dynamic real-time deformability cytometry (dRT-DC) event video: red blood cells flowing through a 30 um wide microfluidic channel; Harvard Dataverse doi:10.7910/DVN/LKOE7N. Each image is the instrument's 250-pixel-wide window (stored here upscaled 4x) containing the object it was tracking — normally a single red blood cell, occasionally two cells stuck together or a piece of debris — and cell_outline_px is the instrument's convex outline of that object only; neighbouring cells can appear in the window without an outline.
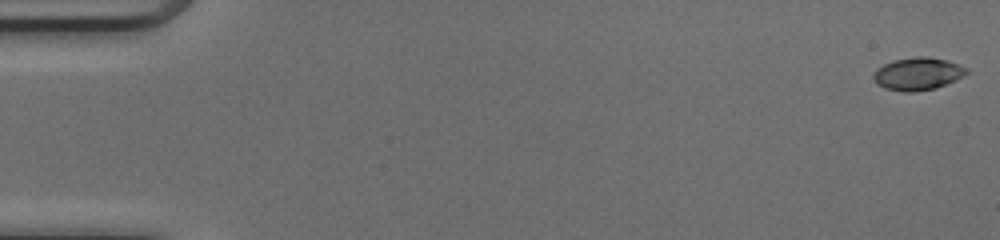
{"species": "common noctule bat (a hibernating species)", "species_latin": "Nyctalus noctula", "temperature_condition": "cold", "stored_images_in_passage": 41, "camera_frame_rate_fps": 3000, "um_per_image_px": 0.085, "animal": {"sex": "female", "body_mass_g": 17.0, "forearm_length_mm": 48.0}, "frame": {"image": 1, "passage_image": 1, "time_ms": 0.0, "image_size_px": [1000, 240], "cell_outline_px": [[968, 72], [964, 76], [956, 80], [936, 88], [916, 92], [904, 92], [884, 88], [876, 84], [872, 76], [876, 68], [892, 60], [916, 56], [928, 56], [948, 60], [968, 68]], "centroid_in_image_um": [78.0, 6.27], "position_along_channel_um": 7.0, "area_um2": 18.03}}
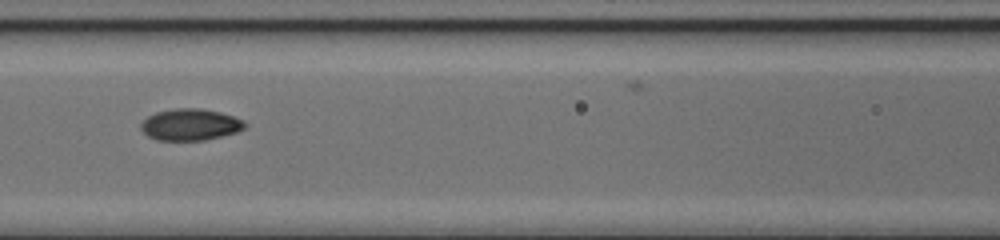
{"frame": {"image": 2, "passage_image": 23, "time_ms": 7.333, "image_size_px": [1000, 240], "cell_outline_px": [[248, 128], [236, 132], [204, 140], [156, 140], [148, 136], [140, 128], [140, 124], [148, 116], [156, 112], [176, 108], [200, 108], [220, 112], [244, 120], [248, 124]], "centroid_in_image_um": [16.2, 10.59], "position_along_channel_um": 150.4, "area_um2": 19.19}}
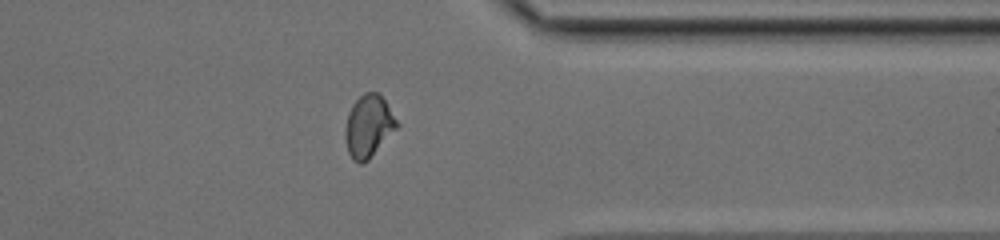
{"frame": {"image": 3, "passage_image": 40, "time_ms": 13.0, "image_size_px": [1000, 240], "cell_outline_px": [[400, 124], [368, 160], [364, 164], [360, 164], [352, 160], [348, 152], [344, 136], [344, 128], [348, 112], [352, 104], [364, 92], [376, 92], [384, 100]], "centroid_in_image_um": [31.29, 10.74], "position_along_channel_um": 380.1, "area_um2": 18.73}}